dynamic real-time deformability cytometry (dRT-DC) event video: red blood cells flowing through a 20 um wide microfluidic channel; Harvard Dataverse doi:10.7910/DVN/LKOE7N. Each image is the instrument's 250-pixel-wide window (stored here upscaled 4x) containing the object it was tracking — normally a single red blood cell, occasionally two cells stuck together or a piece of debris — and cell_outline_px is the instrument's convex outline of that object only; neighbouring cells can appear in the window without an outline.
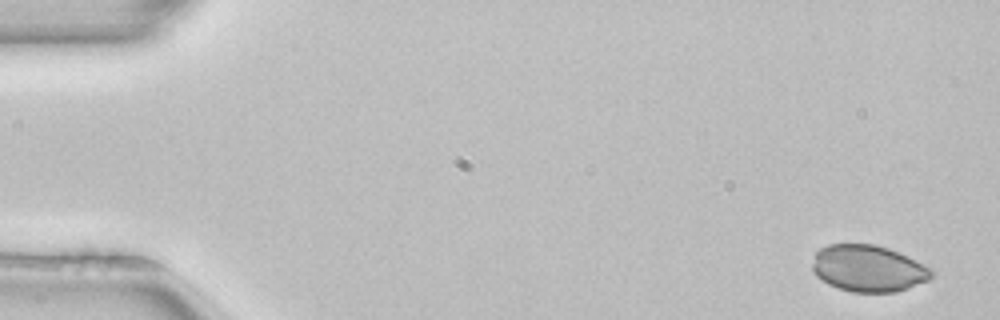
{"species": "common noctule bat (a hibernating species)", "species_latin": "Nyctalus noctula", "temperature_condition": "room temperature", "stored_images_in_passage": 50, "camera_frame_rate_fps": 3000, "um_per_image_px": 0.085, "animal": {"sex": "female", "body_mass_g": 22.7, "forearm_length_mm": 54.2}, "frame": {"image": 1, "passage_image": 1, "time_ms": 0.0, "image_size_px": [1000, 320], "cell_outline_px": [[936, 272], [928, 280], [908, 288], [896, 292], [852, 292], [836, 288], [828, 284], [816, 276], [812, 272], [812, 264], [816, 252], [820, 248], [828, 244], [876, 244], [900, 252], [932, 268]], "centroid_in_image_um": [73.81, 22.81], "position_along_channel_um": 11.2, "area_um2": 32.77}}
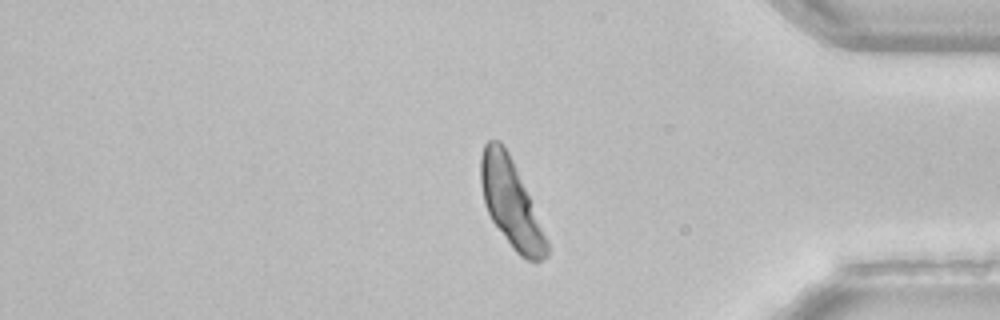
{"frame": {"image": 2, "passage_image": 42, "time_ms": 13.667, "image_size_px": [1000, 320], "cell_outline_px": [[548, 256], [540, 260], [528, 260], [520, 256], [512, 248], [492, 220], [488, 212], [484, 200], [480, 184], [480, 156], [484, 144], [488, 140], [500, 140], [508, 152], [512, 160], [548, 240]], "centroid_in_image_um": [43.4, 17.26], "position_along_channel_um": 391.8, "area_um2": 32.95}}